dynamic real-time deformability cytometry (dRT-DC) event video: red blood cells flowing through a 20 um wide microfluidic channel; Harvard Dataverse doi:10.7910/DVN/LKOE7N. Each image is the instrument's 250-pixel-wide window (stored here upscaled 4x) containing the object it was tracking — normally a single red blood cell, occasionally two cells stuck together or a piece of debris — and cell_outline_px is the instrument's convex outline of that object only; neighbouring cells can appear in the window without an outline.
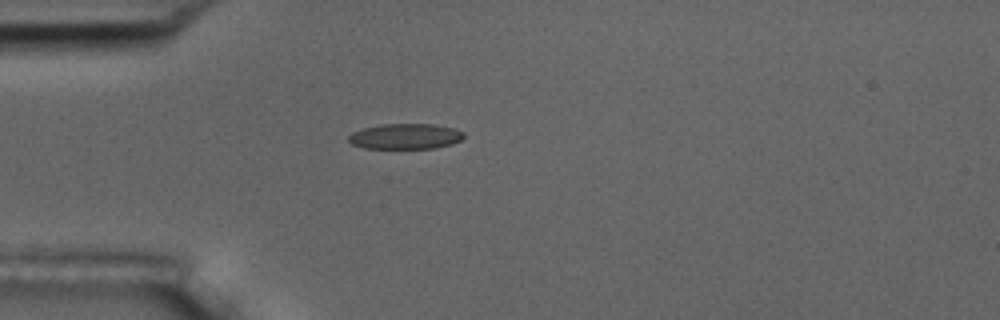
{"species": "common noctule bat (a hibernating species)", "species_latin": "Nyctalus noctula", "temperature_condition": "room temperature", "stored_images_in_passage": 3, "camera_frame_rate_fps": 3000, "um_per_image_px": 0.085, "animal": {"sex": "male", "body_mass_g": 17.5, "forearm_length_mm": 52.3}, "frame": {"image": 1, "passage_image": 1, "time_ms": 0.0, "image_size_px": [1000, 320], "cell_outline_px": [[464, 136], [460, 140], [452, 144], [436, 148], [364, 148], [352, 144], [348, 140], [348, 136], [352, 132], [364, 128], [384, 124], [432, 124], [456, 128], [464, 132]], "centroid_in_image_um": [34.48, 11.59], "position_along_channel_um": 50.5, "area_um2": 17.11}}